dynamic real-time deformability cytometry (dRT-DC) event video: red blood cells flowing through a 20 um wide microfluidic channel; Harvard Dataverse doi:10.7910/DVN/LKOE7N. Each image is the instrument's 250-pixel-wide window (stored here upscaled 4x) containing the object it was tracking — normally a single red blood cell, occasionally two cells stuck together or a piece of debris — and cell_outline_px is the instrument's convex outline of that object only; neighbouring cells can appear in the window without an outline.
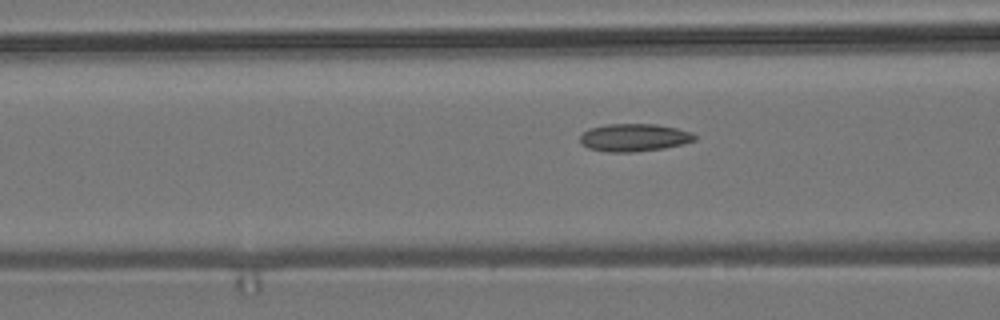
{"species": "common noctule bat (a hibernating species)", "species_latin": "Nyctalus noctula", "temperature_condition": "room temperature", "stored_images_in_passage": 6, "camera_frame_rate_fps": 3000, "um_per_image_px": 0.085, "animal": {"sex": "male", "body_mass_g": 19.2, "forearm_length_mm": 51.8}, "frame": {"image": 1, "passage_image": 3, "time_ms": 0.667, "image_size_px": [1000, 320], "cell_outline_px": [[696, 140], [684, 144], [664, 148], [632, 152], [608, 152], [588, 148], [580, 140], [580, 136], [588, 128], [608, 124], [656, 124], [676, 128], [692, 132], [696, 136]], "centroid_in_image_um": [53.92, 11.69], "position_along_channel_um": 112.7, "area_um2": 18.5}}
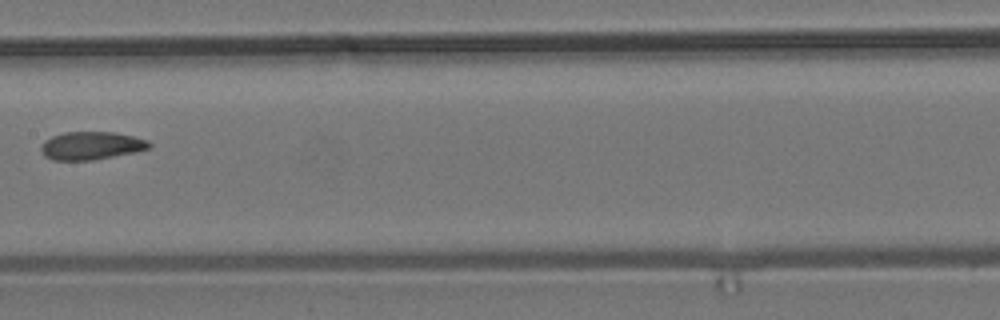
{"frame": {"image": 2, "passage_image": 5, "time_ms": 1.333, "image_size_px": [1000, 320], "cell_outline_px": [[152, 148], [136, 152], [92, 160], [52, 160], [44, 156], [40, 152], [40, 148], [44, 140], [52, 136], [64, 132], [112, 132], [132, 136], [148, 140], [152, 144]], "centroid_in_image_um": [7.75, 12.38], "position_along_channel_um": 199.7, "area_um2": 17.8}}
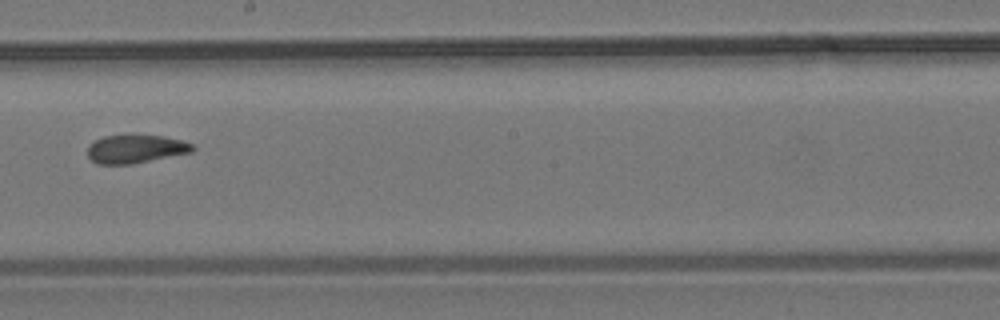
{"frame": {"image": 3, "passage_image": 6, "time_ms": 1.667, "image_size_px": [1000, 320], "cell_outline_px": [[196, 148], [192, 152], [132, 164], [96, 164], [88, 156], [88, 144], [104, 136], [164, 136], [184, 140], [192, 144]], "centroid_in_image_um": [11.55, 12.67], "position_along_channel_um": 236.7, "area_um2": 17.22}}